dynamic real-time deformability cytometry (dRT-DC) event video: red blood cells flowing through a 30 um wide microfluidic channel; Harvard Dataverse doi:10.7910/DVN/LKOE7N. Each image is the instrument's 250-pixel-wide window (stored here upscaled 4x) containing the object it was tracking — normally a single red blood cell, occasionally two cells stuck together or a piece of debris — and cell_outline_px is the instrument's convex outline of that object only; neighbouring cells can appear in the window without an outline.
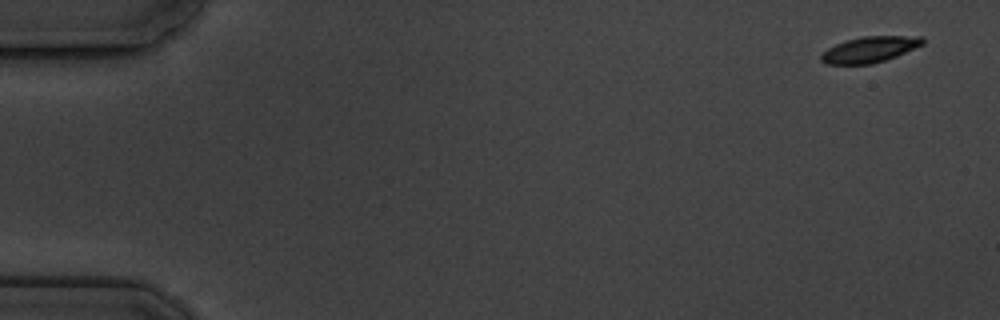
{"species": "common noctule bat (a hibernating species)", "species_latin": "Nyctalus noctula", "temperature_condition": "cold", "stored_images_in_passage": 6, "camera_frame_rate_fps": 3000, "um_per_image_px": 0.085, "animal": {"sex": "male", "body_mass_g": 19.5, "forearm_length_mm": 54.6}, "frame": {"image": 1, "passage_image": 1, "time_ms": 0.0, "image_size_px": [1000, 320], "cell_outline_px": [[924, 44], [896, 56], [872, 64], [824, 64], [820, 60], [820, 56], [828, 48], [836, 44], [848, 40], [864, 36], [924, 36]], "centroid_in_image_um": [73.93, 4.2], "position_along_channel_um": 11.1, "area_um2": 15.2}}
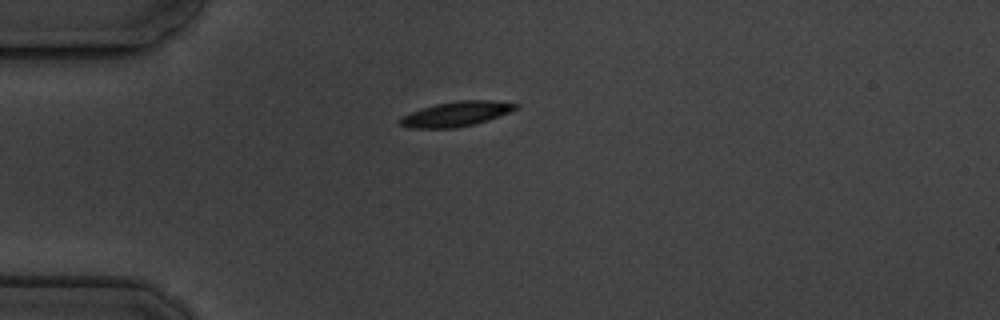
{"frame": {"image": 2, "passage_image": 5, "time_ms": 4.333, "image_size_px": [1000, 320], "cell_outline_px": [[520, 108], [488, 120], [456, 128], [408, 128], [400, 124], [396, 120], [412, 112], [436, 104], [456, 100], [492, 100], [520, 104]], "centroid_in_image_um": [38.81, 9.68], "position_along_channel_um": 46.2, "area_um2": 16.7}}